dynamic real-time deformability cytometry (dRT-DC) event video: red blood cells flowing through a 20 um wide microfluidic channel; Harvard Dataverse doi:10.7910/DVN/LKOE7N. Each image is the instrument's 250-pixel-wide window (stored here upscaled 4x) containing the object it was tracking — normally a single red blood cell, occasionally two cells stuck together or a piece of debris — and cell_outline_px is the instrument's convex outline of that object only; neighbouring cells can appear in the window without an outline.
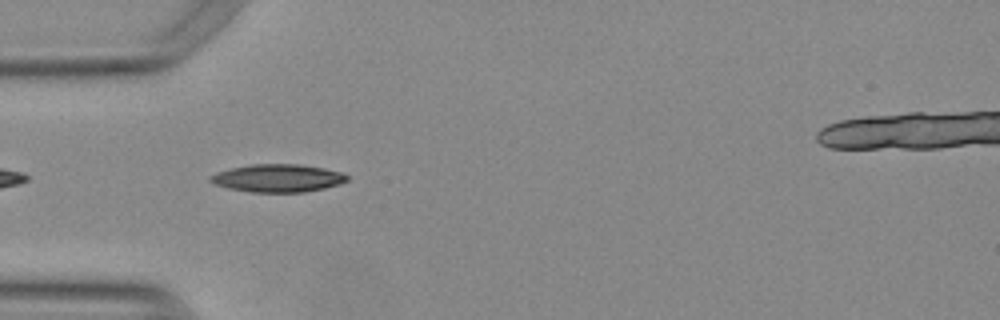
{"species": "Egyptian fruit bat (a non-hibernating species)", "species_latin": "Rousettus aegyptiacus", "temperature_condition": "warm", "stored_images_in_passage": 15, "camera_frame_rate_fps": 3000, "um_per_image_px": 0.085, "animal": {"sex": "female"}, "frame": {"image": 1, "passage_image": 3, "time_ms": 0.667, "image_size_px": [1000, 320], "cell_outline_px": [[348, 180], [340, 184], [324, 188], [304, 192], [252, 192], [228, 188], [216, 184], [208, 180], [208, 176], [216, 172], [232, 168], [252, 164], [300, 164], [324, 168], [344, 172], [348, 176]], "centroid_in_image_um": [23.63, 15.13], "position_along_channel_um": 61.4, "area_um2": 22.25}}
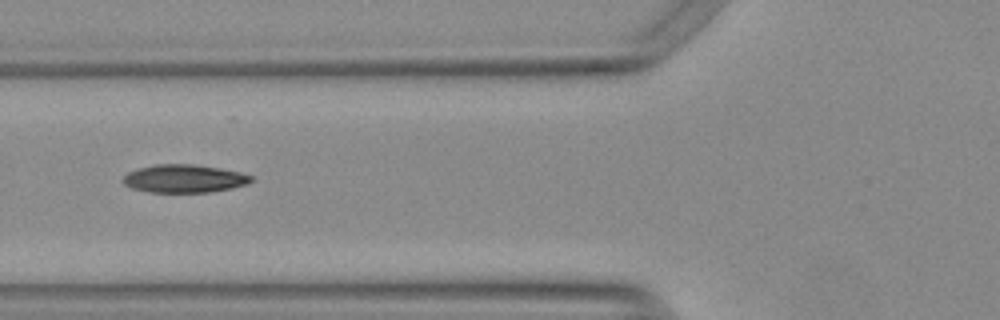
{"frame": {"image": 2, "passage_image": 7, "time_ms": 2.0, "image_size_px": [1000, 320], "cell_outline_px": [[252, 180], [244, 184], [232, 188], [212, 192], [148, 192], [132, 188], [124, 184], [120, 180], [128, 172], [136, 168], [156, 164], [196, 164], [220, 168], [240, 172], [252, 176]], "centroid_in_image_um": [15.61, 15.17], "position_along_channel_um": 110.2, "area_um2": 21.04}}